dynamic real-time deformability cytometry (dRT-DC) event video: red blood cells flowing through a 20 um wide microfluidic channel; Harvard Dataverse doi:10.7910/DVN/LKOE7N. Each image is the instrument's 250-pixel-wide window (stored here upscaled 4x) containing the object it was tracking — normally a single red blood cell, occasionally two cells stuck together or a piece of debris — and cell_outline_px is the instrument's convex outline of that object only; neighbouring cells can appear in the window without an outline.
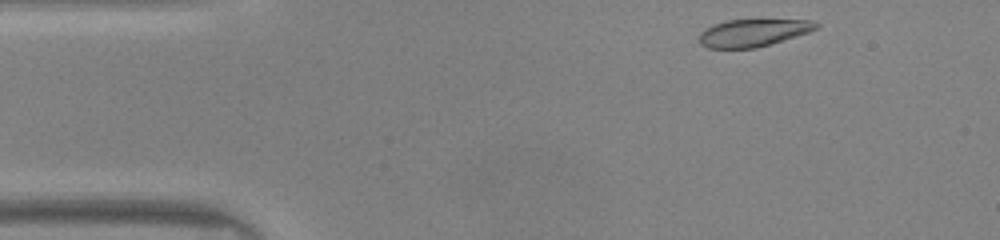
{"species": "common noctule bat (a hibernating species)", "species_latin": "Nyctalus noctula", "temperature_condition": "warm", "stored_images_in_passage": 43, "camera_frame_rate_fps": 3000, "um_per_image_px": 0.085, "animal": {"sex": "male", "body_mass_g": 20.0, "forearm_length_mm": 53.3}, "frame": {"image": 1, "passage_image": 1, "time_ms": 0.0, "image_size_px": [1000, 240], "cell_outline_px": [[820, 28], [796, 36], [756, 48], [708, 48], [700, 44], [700, 32], [704, 28], [712, 24], [728, 20], [816, 20], [820, 24]], "centroid_in_image_um": [64.02, 2.78], "position_along_channel_um": 21.0, "area_um2": 18.73}}
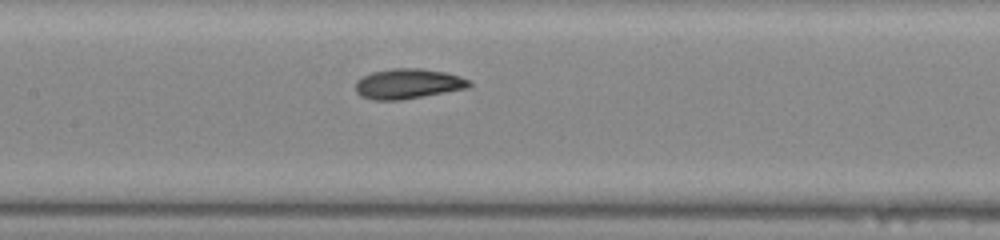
{"frame": {"image": 2, "passage_image": 17, "time_ms": 5.333, "image_size_px": [1000, 240], "cell_outline_px": [[472, 84], [468, 88], [400, 100], [372, 100], [360, 96], [356, 92], [356, 80], [372, 72], [392, 68], [420, 68], [444, 72], [460, 76], [468, 80]], "centroid_in_image_um": [34.65, 7.12], "position_along_channel_um": 172.7, "area_um2": 19.88}}
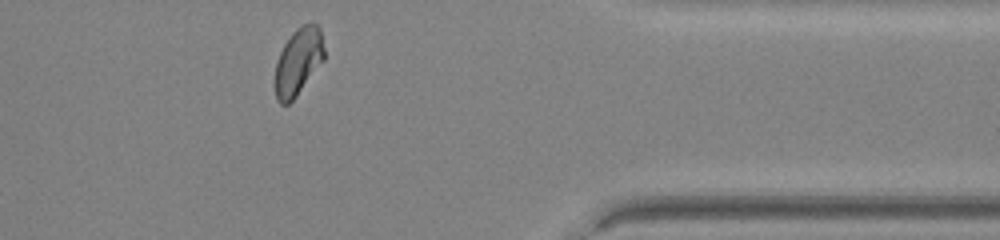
{"frame": {"image": 3, "passage_image": 34, "time_ms": 11.0, "image_size_px": [1000, 240], "cell_outline_px": [[324, 60], [296, 96], [288, 104], [280, 104], [276, 100], [272, 80], [276, 60], [284, 44], [292, 32], [300, 24], [316, 24], [320, 28], [324, 48]], "centroid_in_image_um": [25.3, 5.26], "position_along_channel_um": 386.1, "area_um2": 19.65}, "authors_computed_cell_mechanics": {"area_um2": 19.652, "velocity_mm_per_s": 4.1588, "shape_relaxation_time_tau1_ms": 4.3364, "shape_relaxation_time_tau2_ms": 1.4575, "deformation_change_tau1": 0.1409, "deformation_change_tau2": 0.055}}